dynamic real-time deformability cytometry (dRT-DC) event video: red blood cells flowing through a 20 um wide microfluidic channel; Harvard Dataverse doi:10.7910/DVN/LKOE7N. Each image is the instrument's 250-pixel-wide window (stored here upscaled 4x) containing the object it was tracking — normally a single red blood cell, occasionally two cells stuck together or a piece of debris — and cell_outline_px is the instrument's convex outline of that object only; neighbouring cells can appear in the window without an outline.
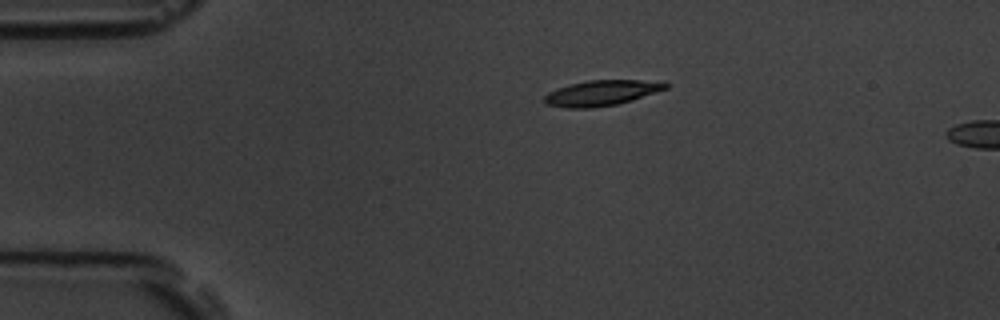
{"species": "common noctule bat (a hibernating species)", "species_latin": "Nyctalus noctula", "temperature_condition": "room temperature", "stored_images_in_passage": 2, "camera_frame_rate_fps": 3000, "um_per_image_px": 0.085, "animal": {"sex": "male", "body_mass_g": 19.5, "forearm_length_mm": 54.6}, "frame": {"image": 1, "passage_image": 1, "time_ms": 0.0, "image_size_px": [1000, 320], "cell_outline_px": [[672, 84], [668, 88], [632, 100], [616, 104], [592, 108], [564, 108], [544, 104], [544, 96], [548, 92], [556, 88], [568, 84], [588, 80], [664, 80]], "centroid_in_image_um": [51.16, 7.89], "position_along_channel_um": 33.8, "area_um2": 18.38}}